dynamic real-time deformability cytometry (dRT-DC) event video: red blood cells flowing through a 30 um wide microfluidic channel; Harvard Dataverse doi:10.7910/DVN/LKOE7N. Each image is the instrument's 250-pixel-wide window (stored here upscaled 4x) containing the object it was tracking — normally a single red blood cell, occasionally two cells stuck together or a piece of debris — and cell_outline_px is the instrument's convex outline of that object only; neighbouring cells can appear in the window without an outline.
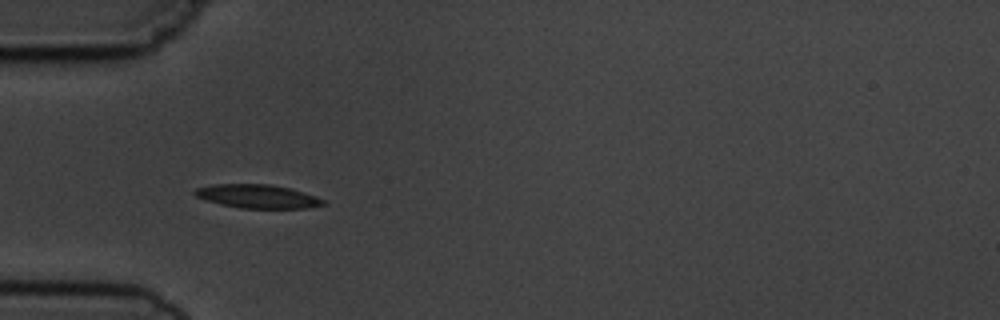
{"species": "common noctule bat (a hibernating species)", "species_latin": "Nyctalus noctula", "temperature_condition": "cold", "stored_images_in_passage": 5, "camera_frame_rate_fps": 3000, "um_per_image_px": 0.085, "animal": {"sex": "male", "body_mass_g": 19.5, "forearm_length_mm": 54.6}, "frame": {"image": 1, "passage_image": 4, "time_ms": 4.667, "image_size_px": [1000, 320], "cell_outline_px": [[324, 204], [308, 208], [240, 208], [220, 204], [196, 196], [192, 192], [196, 188], [212, 184], [268, 184], [288, 188], [304, 192], [316, 196], [324, 200]], "centroid_in_image_um": [21.87, 16.68], "position_along_channel_um": 63.1, "area_um2": 17.51}}
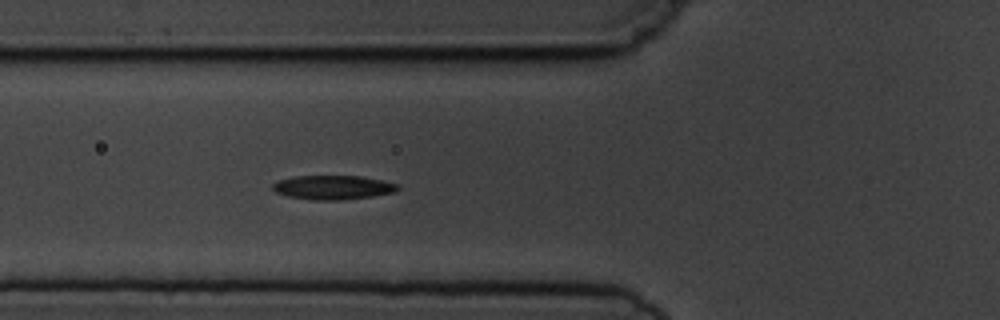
{"frame": {"image": 2, "passage_image": 5, "time_ms": 5.667, "image_size_px": [1000, 320], "cell_outline_px": [[400, 188], [396, 192], [372, 196], [344, 200], [312, 200], [288, 196], [276, 192], [272, 188], [272, 184], [276, 180], [296, 176], [360, 176], [380, 180], [396, 184]], "centroid_in_image_um": [28.27, 15.93], "position_along_channel_um": 97.5, "area_um2": 17.57}}